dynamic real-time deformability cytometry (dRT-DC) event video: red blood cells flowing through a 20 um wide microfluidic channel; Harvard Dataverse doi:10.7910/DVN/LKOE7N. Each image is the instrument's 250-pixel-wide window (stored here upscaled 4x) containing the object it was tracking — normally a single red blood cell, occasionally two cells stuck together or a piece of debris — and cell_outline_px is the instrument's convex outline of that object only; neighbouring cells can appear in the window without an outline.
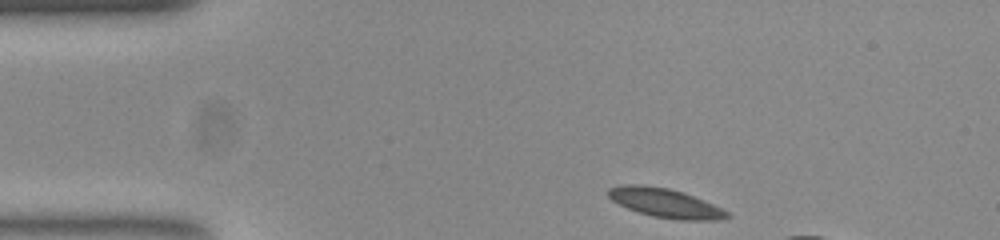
{"species": "common noctule bat (a hibernating species)", "species_latin": "Nyctalus noctula", "temperature_condition": "room temperature", "stored_images_in_passage": 8, "camera_frame_rate_fps": 3000, "um_per_image_px": 0.085, "animal": {"sex": "female", "body_mass_g": 23.0, "forearm_length_mm": 53.4}, "frame": {"image": 1, "passage_image": 1, "time_ms": 0.0, "image_size_px": [1000, 240], "cell_outline_px": [[732, 216], [712, 220], [680, 220], [652, 216], [628, 208], [612, 200], [608, 196], [608, 188], [628, 184], [640, 184], [668, 188], [684, 192], [712, 204], [728, 212]], "centroid_in_image_um": [56.53, 17.25], "position_along_channel_um": 28.5, "area_um2": 19.83}}